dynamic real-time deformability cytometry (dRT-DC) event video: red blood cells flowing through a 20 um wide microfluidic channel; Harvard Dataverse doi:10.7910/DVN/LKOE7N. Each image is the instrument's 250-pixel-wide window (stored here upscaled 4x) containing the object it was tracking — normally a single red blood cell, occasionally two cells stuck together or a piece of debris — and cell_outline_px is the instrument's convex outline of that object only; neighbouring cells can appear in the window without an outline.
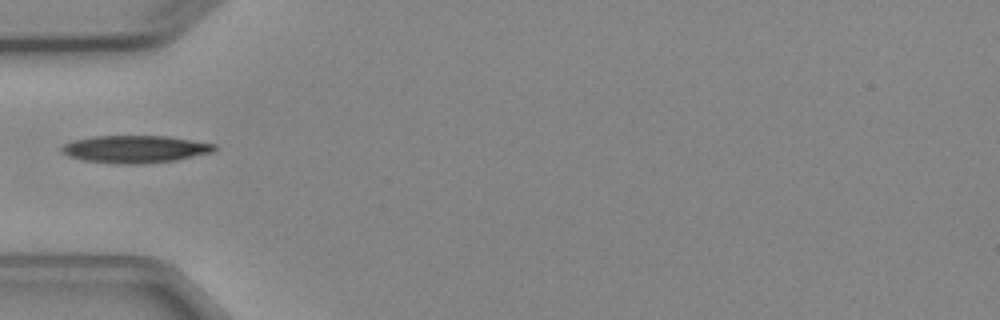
{"species": "Egyptian fruit bat (a non-hibernating species)", "species_latin": "Rousettus aegyptiacus", "temperature_condition": "cold", "stored_images_in_passage": 6, "camera_frame_rate_fps": 3000, "um_per_image_px": 0.085, "animal": {"sex": "female"}, "frame": {"image": 1, "passage_image": 5, "time_ms": 5.667, "image_size_px": [1000, 320], "cell_outline_px": [[216, 148], [212, 152], [176, 160], [144, 164], [120, 164], [84, 160], [68, 156], [60, 152], [60, 148], [64, 144], [72, 140], [92, 136], [168, 136], [216, 144]], "centroid_in_image_um": [11.45, 12.67], "position_along_channel_um": 73.5, "area_um2": 24.51}}